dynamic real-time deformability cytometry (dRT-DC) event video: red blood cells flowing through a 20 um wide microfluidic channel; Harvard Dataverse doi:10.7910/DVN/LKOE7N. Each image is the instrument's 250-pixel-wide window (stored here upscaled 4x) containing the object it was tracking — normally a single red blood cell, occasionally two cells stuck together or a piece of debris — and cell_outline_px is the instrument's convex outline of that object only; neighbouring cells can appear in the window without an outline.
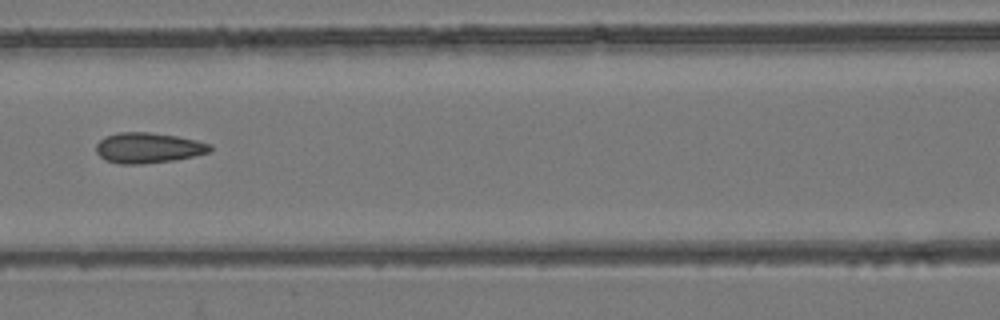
{"species": "common noctule bat (a hibernating species)", "species_latin": "Nyctalus noctula", "temperature_condition": "room temperature", "stored_images_in_passage": 7, "camera_frame_rate_fps": 3000, "um_per_image_px": 0.085, "animal": {"sex": "female", "body_mass_g": 24.6, "forearm_length_mm": 56.2}, "frame": {"image": 1, "passage_image": 6, "time_ms": 7.0, "image_size_px": [1000, 320], "cell_outline_px": [[212, 152], [176, 160], [144, 164], [120, 164], [104, 160], [96, 152], [96, 144], [100, 140], [116, 132], [148, 132], [176, 136], [196, 140], [212, 144]], "centroid_in_image_um": [12.62, 12.58], "position_along_channel_um": 154.0, "area_um2": 20.4}}
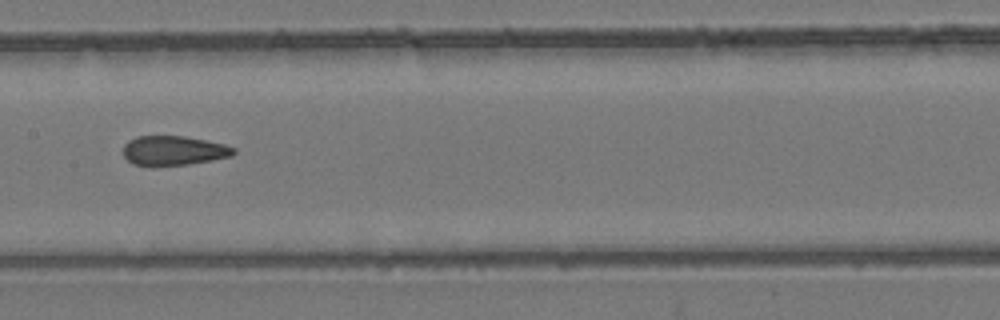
{"frame": {"image": 2, "passage_image": 7, "time_ms": 8.0, "image_size_px": [1000, 320], "cell_outline_px": [[236, 152], [232, 156], [212, 160], [188, 164], [152, 168], [132, 164], [124, 156], [124, 144], [128, 140], [136, 136], [184, 136], [224, 144], [236, 148]], "centroid_in_image_um": [14.72, 12.83], "position_along_channel_um": 192.7, "area_um2": 19.42}}